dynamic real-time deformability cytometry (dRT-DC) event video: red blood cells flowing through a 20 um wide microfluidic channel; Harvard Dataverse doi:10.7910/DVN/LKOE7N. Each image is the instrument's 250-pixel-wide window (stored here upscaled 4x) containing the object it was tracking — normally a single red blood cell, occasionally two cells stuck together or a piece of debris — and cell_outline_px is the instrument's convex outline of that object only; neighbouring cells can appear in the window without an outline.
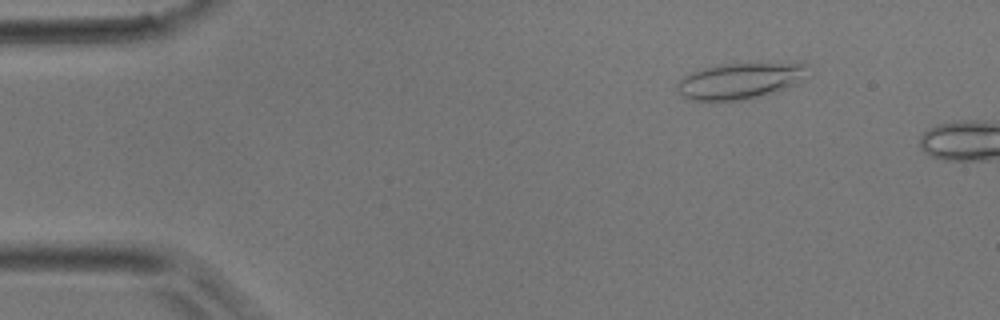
{"species": "common noctule bat (a hibernating species)", "species_latin": "Nyctalus noctula", "temperature_condition": "room temperature", "stored_images_in_passage": 8, "camera_frame_rate_fps": 3000, "um_per_image_px": 0.085, "animal": {"sex": "male", "body_mass_g": 17.9}, "frame": {"image": 1, "passage_image": 6, "time_ms": 1.667, "image_size_px": [1000, 320], "cell_outline_px": [[808, 64], [796, 84], [788, 88], [776, 92], [744, 100], [716, 104], [712, 104], [688, 100], [680, 96], [676, 88], [676, 84], [688, 72], [704, 68], [724, 64], [804, 60]], "centroid_in_image_um": [62.85, 6.89], "position_along_channel_um": 22.2, "area_um2": 29.02}}